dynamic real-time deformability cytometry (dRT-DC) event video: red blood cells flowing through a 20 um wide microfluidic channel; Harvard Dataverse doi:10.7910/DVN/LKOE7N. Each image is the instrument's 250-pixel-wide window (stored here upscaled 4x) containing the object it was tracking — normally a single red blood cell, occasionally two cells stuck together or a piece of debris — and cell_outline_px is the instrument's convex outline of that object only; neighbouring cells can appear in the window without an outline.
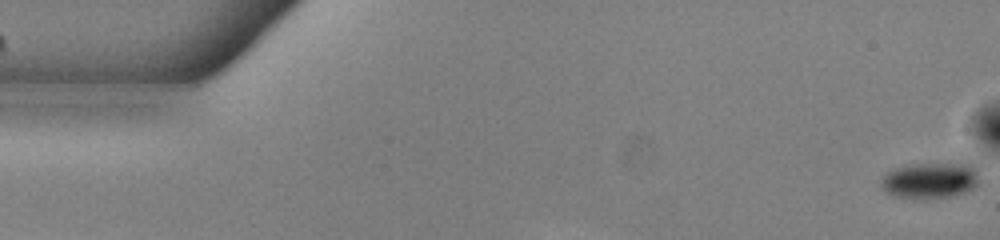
{"species": "common noctule bat (a hibernating species)", "species_latin": "Nyctalus noctula", "temperature_condition": "warm", "stored_images_in_passage": 54, "camera_frame_rate_fps": 3000, "um_per_image_px": 0.085, "animal": {"sex": "male", "body_mass_g": 13.0, "forearm_length_mm": 53.1}, "frame": {"image": 1, "passage_image": 1, "time_ms": 0.0, "image_size_px": [1000, 240], "cell_outline_px": [[980, 184], [964, 192], [952, 196], [924, 200], [920, 200], [892, 196], [884, 192], [880, 188], [880, 180], [888, 172], [896, 168], [916, 164], [980, 164]], "centroid_in_image_um": [79.11, 15.36], "position_along_channel_um": 5.9, "area_um2": 21.33}}
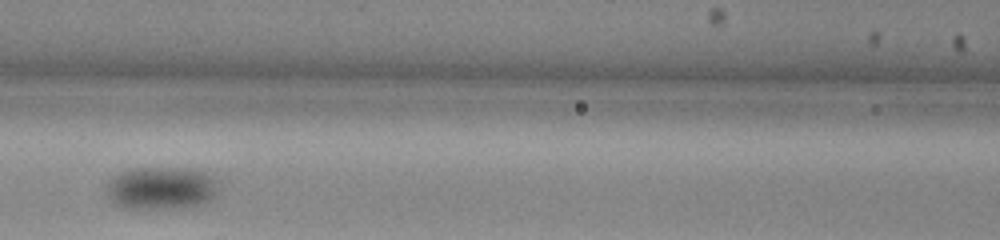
{"frame": {"image": 2, "passage_image": 24, "time_ms": 7.667, "image_size_px": [1000, 240], "cell_outline_px": [[220, 188], [216, 196], [200, 204], [168, 208], [132, 208], [120, 204], [112, 200], [108, 196], [108, 180], [112, 176], [128, 168], [188, 168], [204, 172], [216, 176]], "centroid_in_image_um": [13.77, 15.94], "position_along_channel_um": 152.8, "area_um2": 27.8}}
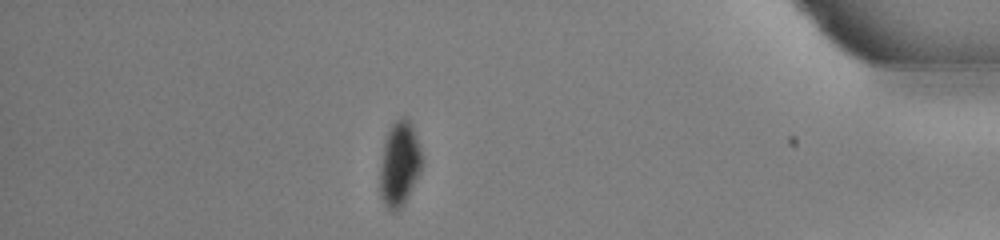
{"frame": {"image": 3, "passage_image": 47, "time_ms": 15.333, "image_size_px": [1000, 240], "cell_outline_px": [[420, 172], [400, 208], [396, 212], [392, 212], [384, 204], [380, 196], [380, 164], [384, 144], [388, 132], [392, 124], [400, 116], [404, 116], [412, 124], [420, 148]], "centroid_in_image_um": [33.92, 13.92], "position_along_channel_um": 401.3, "area_um2": 20.23}}